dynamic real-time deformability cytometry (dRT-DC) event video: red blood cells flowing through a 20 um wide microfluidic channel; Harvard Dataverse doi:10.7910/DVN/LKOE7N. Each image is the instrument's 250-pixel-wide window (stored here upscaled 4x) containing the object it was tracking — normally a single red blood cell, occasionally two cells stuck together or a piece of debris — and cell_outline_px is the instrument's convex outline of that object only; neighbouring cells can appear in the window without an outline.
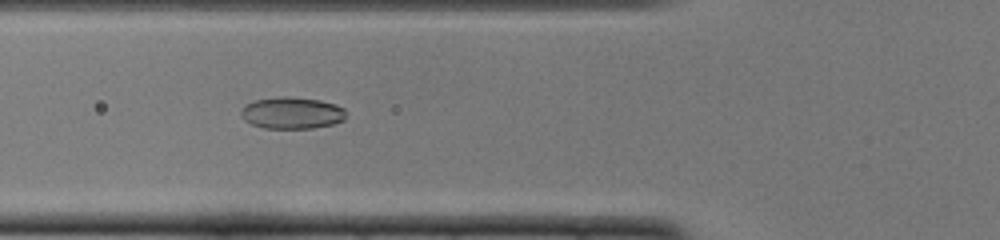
{"species": "common noctule bat (a hibernating species)", "species_latin": "Nyctalus noctula", "temperature_condition": "cold", "stored_images_in_passage": 45, "camera_frame_rate_fps": 3000, "um_per_image_px": 0.085, "animal": {"sex": "female", "body_mass_g": 22.0, "forearm_length_mm": 56.7}, "frame": {"image": 1, "passage_image": 13, "time_ms": 4.0, "image_size_px": [1000, 240], "cell_outline_px": [[344, 120], [332, 124], [312, 128], [264, 128], [252, 124], [244, 120], [240, 116], [240, 112], [244, 104], [256, 100], [280, 96], [284, 96], [320, 100], [336, 104], [344, 108]], "centroid_in_image_um": [24.78, 9.59], "position_along_channel_um": 101.0, "area_um2": 19.42}}
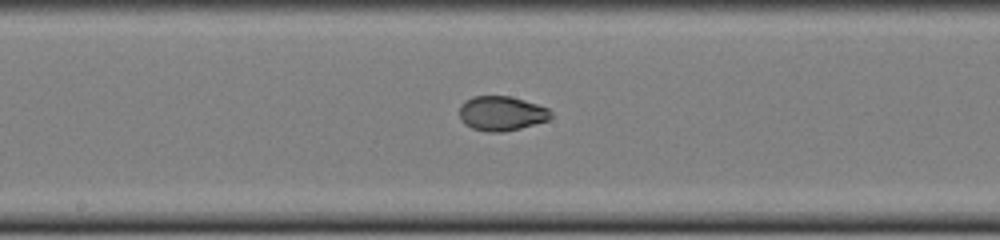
{"frame": {"image": 2, "passage_image": 21, "time_ms": 6.667, "image_size_px": [1000, 240], "cell_outline_px": [[552, 116], [548, 120], [520, 128], [500, 132], [488, 132], [472, 128], [464, 124], [460, 120], [460, 104], [464, 100], [472, 96], [512, 96], [548, 108], [552, 112]], "centroid_in_image_um": [42.6, 9.63], "position_along_channel_um": 205.6, "area_um2": 18.5}}
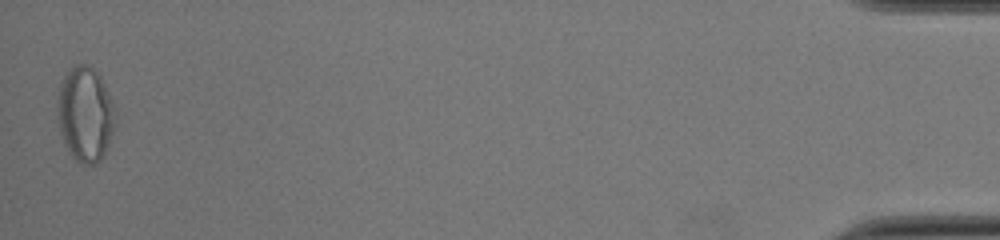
{"frame": {"image": 3, "passage_image": 45, "time_ms": 14.667, "image_size_px": [1000, 240], "cell_outline_px": [[116, 124], [104, 156], [96, 164], [84, 164], [76, 160], [72, 156], [64, 144], [60, 132], [56, 116], [56, 100], [60, 84], [64, 76], [76, 64], [88, 64], [100, 76], [116, 108]], "centroid_in_image_um": [7.24, 9.72], "position_along_channel_um": 428.0, "area_um2": 32.48}, "authors_computed_cell_mechanics": {"area_um2": 19.4208, "velocity_mm_per_s": 3.9261, "shape_relaxation_time_tau1_ms": 6.7635, "shape_relaxation_time_tau2_ms": null, "deformation_change_tau1": 0.2091, "deformation_change_tau2": null}}